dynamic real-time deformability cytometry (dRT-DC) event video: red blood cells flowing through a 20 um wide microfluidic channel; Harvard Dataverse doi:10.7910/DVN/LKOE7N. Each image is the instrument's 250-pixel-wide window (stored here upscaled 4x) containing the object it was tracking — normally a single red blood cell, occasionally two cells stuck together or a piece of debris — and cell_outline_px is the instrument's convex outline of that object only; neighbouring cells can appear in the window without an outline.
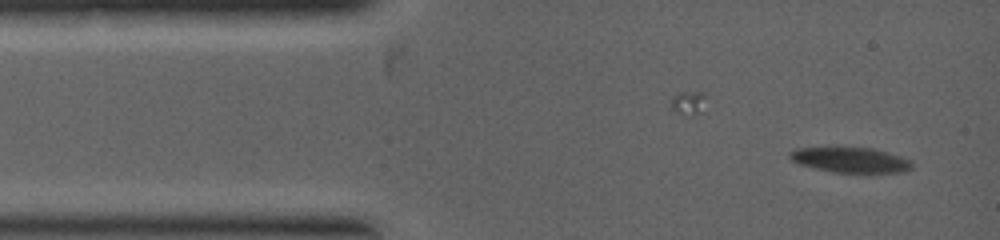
{"species": "common noctule bat (a hibernating species)", "species_latin": "Nyctalus noctula", "temperature_condition": "warm", "stored_images_in_passage": 13, "camera_frame_rate_fps": 5000, "um_per_image_px": 0.085, "animal": {"sex": "female", "body_mass_g": 19.0, "forearm_length_mm": 53.3}, "frame": {"image": 1, "passage_image": 1, "time_ms": 0.0, "image_size_px": [1000, 240], "cell_outline_px": [[912, 168], [904, 172], [832, 172], [800, 164], [792, 160], [788, 156], [788, 152], [796, 148], [872, 148], [900, 156], [908, 160], [912, 164]], "centroid_in_image_um": [72.27, 13.59], "position_along_channel_um": 12.7, "area_um2": 17.57}}
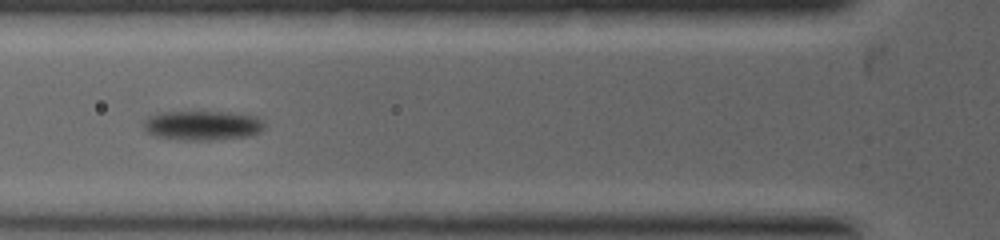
{"frame": {"image": 2, "passage_image": 6, "time_ms": 2.4, "image_size_px": [1000, 240], "cell_outline_px": [[264, 128], [260, 132], [248, 136], [200, 140], [184, 140], [156, 136], [148, 132], [144, 128], [144, 120], [148, 116], [156, 112], [228, 112], [256, 116], [264, 120]], "centroid_in_image_um": [17.21, 10.64], "position_along_channel_um": 108.6, "area_um2": 20.69}}
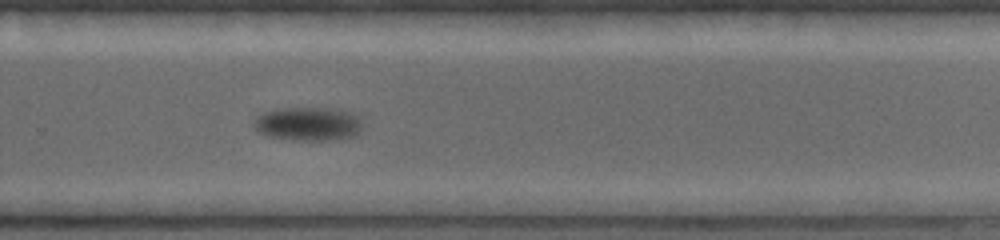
{"frame": {"image": 3, "passage_image": 13, "time_ms": 5.4, "image_size_px": [1000, 240], "cell_outline_px": [[360, 132], [352, 136], [332, 140], [300, 140], [268, 136], [260, 132], [256, 128], [256, 116], [264, 112], [280, 108], [336, 108], [360, 116]], "centroid_in_image_um": [26.22, 10.52], "position_along_channel_um": 303.6, "area_um2": 21.04}}